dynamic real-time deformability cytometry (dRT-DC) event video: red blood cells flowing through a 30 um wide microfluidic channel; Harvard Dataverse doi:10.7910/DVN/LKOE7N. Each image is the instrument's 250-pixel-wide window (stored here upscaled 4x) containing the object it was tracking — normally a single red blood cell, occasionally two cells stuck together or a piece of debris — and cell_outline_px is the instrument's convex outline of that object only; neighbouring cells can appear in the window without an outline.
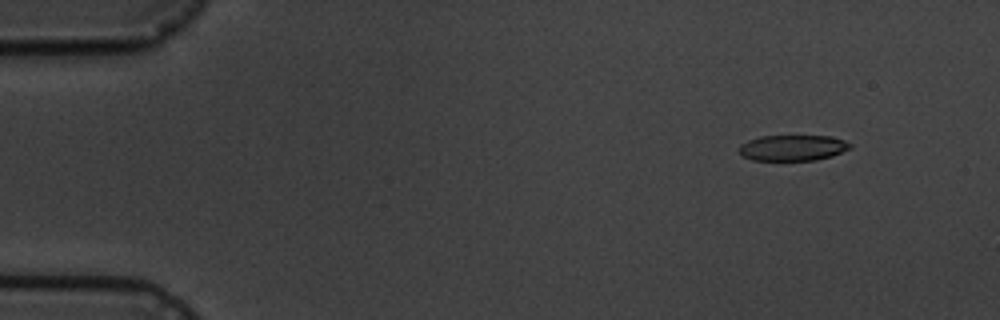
{"species": "common noctule bat (a hibernating species)", "species_latin": "Nyctalus noctula", "temperature_condition": "cold", "stored_images_in_passage": 10, "camera_frame_rate_fps": 3000, "um_per_image_px": 0.085, "animal": {"sex": "male", "body_mass_g": 19.5, "forearm_length_mm": 54.6}, "frame": {"image": 1, "passage_image": 2, "time_ms": 1.333, "image_size_px": [1000, 320], "cell_outline_px": [[852, 148], [832, 156], [816, 160], [752, 160], [744, 156], [740, 152], [740, 144], [748, 140], [760, 136], [832, 136], [844, 140], [852, 144]], "centroid_in_image_um": [67.42, 12.56], "position_along_channel_um": 17.6, "area_um2": 16.7}}
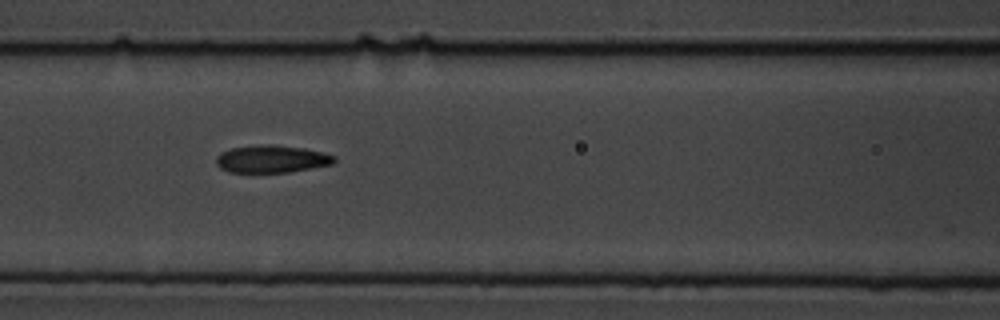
{"frame": {"image": 2, "passage_image": 7, "time_ms": 7.667, "image_size_px": [1000, 320], "cell_outline_px": [[336, 160], [332, 164], [312, 168], [288, 172], [228, 172], [220, 168], [216, 164], [216, 156], [220, 152], [232, 148], [264, 144], [272, 144], [304, 148], [324, 152], [336, 156]], "centroid_in_image_um": [23.1, 13.51], "position_along_channel_um": 143.5, "area_um2": 19.02}}
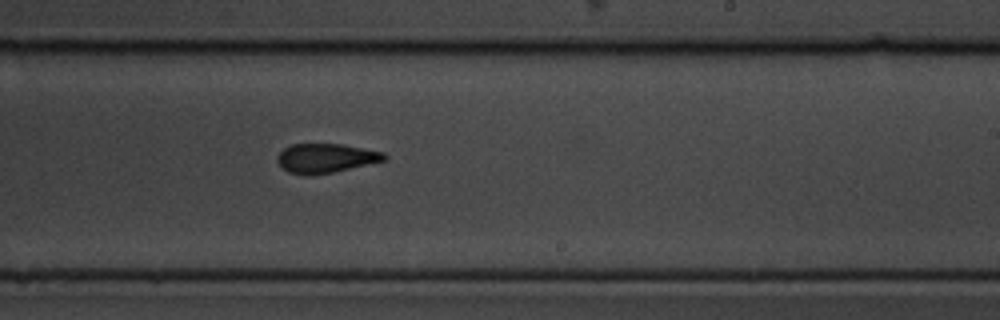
{"frame": {"image": 3, "passage_image": 10, "time_ms": 11.0, "image_size_px": [1000, 320], "cell_outline_px": [[388, 160], [332, 172], [312, 176], [304, 176], [288, 172], [276, 160], [276, 156], [284, 148], [292, 144], [344, 144], [384, 152], [388, 156]], "centroid_in_image_um": [27.71, 13.45], "position_along_channel_um": 261.3, "area_um2": 18.44}}